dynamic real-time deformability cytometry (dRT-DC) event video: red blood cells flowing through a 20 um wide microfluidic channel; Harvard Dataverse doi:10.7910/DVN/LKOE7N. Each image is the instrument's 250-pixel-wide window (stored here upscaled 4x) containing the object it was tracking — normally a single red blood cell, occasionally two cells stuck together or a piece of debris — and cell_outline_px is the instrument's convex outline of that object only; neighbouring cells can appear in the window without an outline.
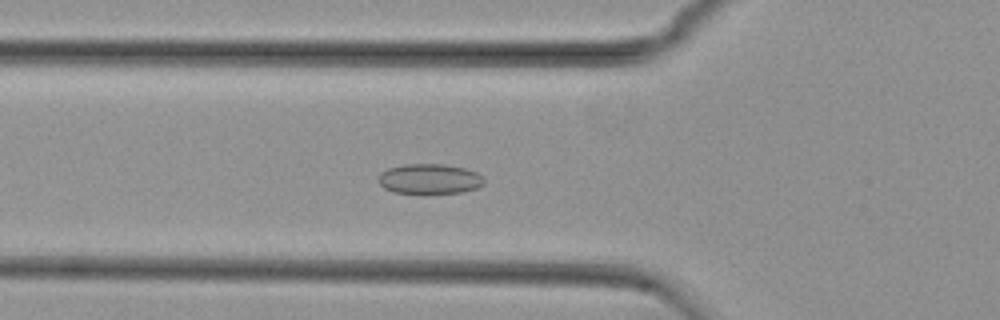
{"species": "common noctule bat (a hibernating species)", "species_latin": "Nyctalus noctula", "temperature_condition": "cold", "stored_images_in_passage": 45, "camera_frame_rate_fps": 3000, "um_per_image_px": 0.085, "animal": {"sex": "female", "body_mass_g": 29.2, "forearm_length_mm": 56.3}, "frame": {"image": 1, "passage_image": 9, "time_ms": 2.667, "image_size_px": [1000, 320], "cell_outline_px": [[484, 184], [476, 188], [464, 192], [392, 192], [384, 188], [380, 184], [380, 172], [388, 168], [404, 164], [444, 164], [464, 168], [476, 172], [484, 176]], "centroid_in_image_um": [36.54, 15.19], "position_along_channel_um": 89.3, "area_um2": 18.26}}
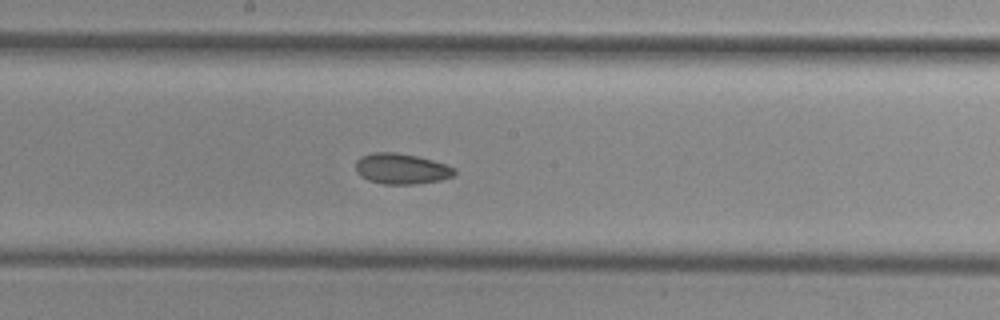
{"frame": {"image": 2, "passage_image": 19, "time_ms": 6.0, "image_size_px": [1000, 320], "cell_outline_px": [[456, 172], [452, 176], [440, 180], [412, 184], [384, 184], [368, 180], [360, 176], [356, 172], [356, 160], [360, 156], [372, 152], [396, 152], [416, 156], [432, 160], [456, 168]], "centroid_in_image_um": [34.08, 14.34], "position_along_channel_um": 214.1, "area_um2": 17.63}}
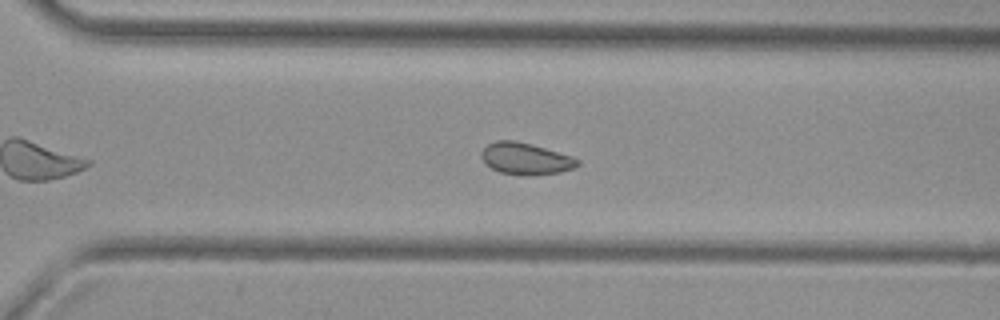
{"frame": {"image": 3, "passage_image": 28, "time_ms": 9.0, "image_size_px": [1000, 320], "cell_outline_px": [[580, 164], [576, 168], [560, 172], [528, 176], [500, 172], [484, 164], [480, 156], [480, 152], [488, 144], [496, 140], [516, 140], [532, 144], [572, 156], [580, 160]], "centroid_in_image_um": [44.68, 13.48], "position_along_channel_um": 325.9, "area_um2": 18.03}, "authors_computed_cell_mechanics": {"area_um2": 18.0914, "velocity_mm_per_s": 3.7363, "shape_relaxation_time_tau1_ms": null, "shape_relaxation_time_tau2_ms": 3.181, "deformation_change_tau1": null, "deformation_change_tau2": 0.063}}